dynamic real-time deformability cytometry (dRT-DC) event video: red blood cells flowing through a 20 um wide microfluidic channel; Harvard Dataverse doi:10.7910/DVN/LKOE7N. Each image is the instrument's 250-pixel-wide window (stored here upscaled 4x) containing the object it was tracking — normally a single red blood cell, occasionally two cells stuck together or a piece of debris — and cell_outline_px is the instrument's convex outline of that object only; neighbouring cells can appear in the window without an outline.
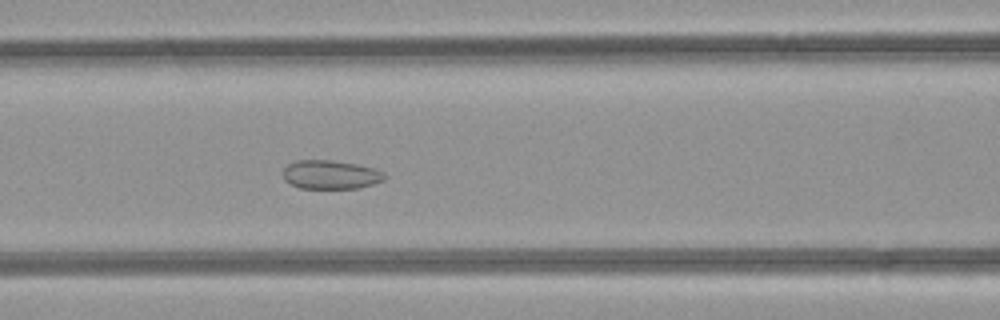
{"species": "common noctule bat (a hibernating species)", "species_latin": "Nyctalus noctula", "temperature_condition": "room temperature", "stored_images_in_passage": 39, "camera_frame_rate_fps": 3000, "um_per_image_px": 0.085, "animal": {"sex": "female", "body_mass_g": 21.9}, "frame": {"image": 1, "passage_image": 11, "time_ms": 3.333, "image_size_px": [1000, 320], "cell_outline_px": [[384, 180], [360, 188], [300, 188], [284, 180], [284, 168], [288, 164], [296, 160], [332, 160], [356, 164], [372, 168], [384, 172]], "centroid_in_image_um": [28.09, 14.84], "position_along_channel_um": 138.5, "area_um2": 16.88}}
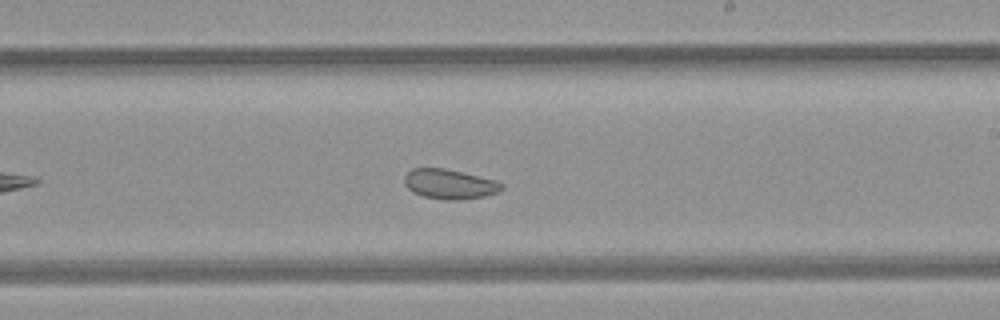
{"frame": {"image": 2, "passage_image": 19, "time_ms": 6.0, "image_size_px": [1000, 320], "cell_outline_px": [[504, 188], [496, 192], [484, 196], [456, 200], [444, 200], [424, 196], [412, 192], [404, 184], [404, 176], [412, 168], [444, 168], [496, 180], [504, 184]], "centroid_in_image_um": [38.19, 15.64], "position_along_channel_um": 250.8, "area_um2": 16.82}}
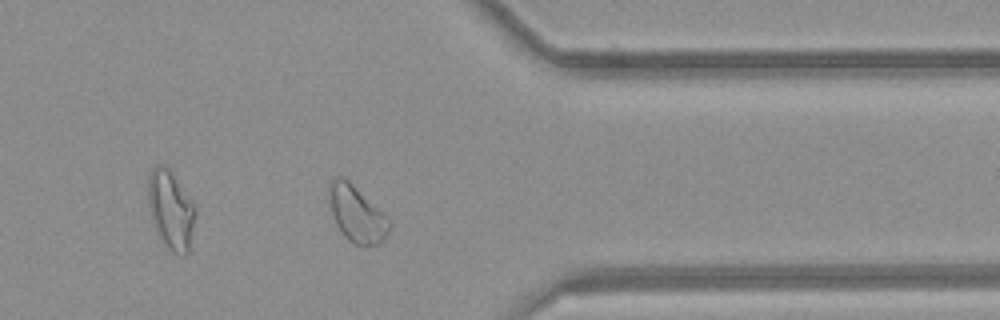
{"frame": {"image": 3, "passage_image": 29, "time_ms": 9.333, "image_size_px": [1000, 320], "cell_outline_px": [[392, 224], [384, 240], [380, 244], [360, 248], [352, 244], [344, 236], [336, 224], [332, 212], [328, 192], [328, 184], [336, 176], [344, 176]], "centroid_in_image_um": [30.29, 18.25], "position_along_channel_um": 381.1, "area_um2": 19.54}, "authors_computed_cell_mechanics": {"area_um2": 19.1318, "velocity_mm_per_s": 4.2201, "shape_relaxation_time_tau1_ms": null, "shape_relaxation_time_tau2_ms": 2.5919, "deformation_change_tau1": null, "deformation_change_tau2": 0.0566}}